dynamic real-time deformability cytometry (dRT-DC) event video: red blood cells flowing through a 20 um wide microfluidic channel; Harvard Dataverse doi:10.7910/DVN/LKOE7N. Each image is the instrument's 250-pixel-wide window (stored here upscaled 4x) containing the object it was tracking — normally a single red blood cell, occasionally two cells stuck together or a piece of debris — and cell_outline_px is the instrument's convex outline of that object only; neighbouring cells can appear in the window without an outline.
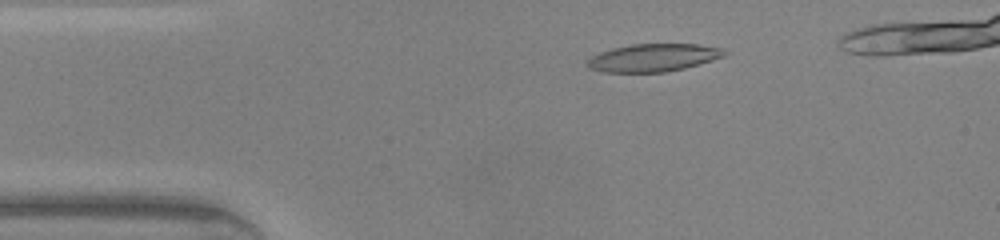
{"species": "common noctule bat (a hibernating species)", "species_latin": "Nyctalus noctula", "temperature_condition": "warm", "stored_images_in_passage": 42, "camera_frame_rate_fps": 3000, "um_per_image_px": 0.085, "animal": {"sex": "male", "body_mass_g": 20.0, "forearm_length_mm": 53.3}, "frame": {"image": 1, "passage_image": 8, "time_ms": 2.333, "image_size_px": [1000, 240], "cell_outline_px": [[728, 52], [724, 56], [712, 60], [684, 68], [664, 72], [604, 72], [588, 68], [584, 64], [592, 56], [600, 52], [612, 48], [632, 44], [696, 44], [720, 48]], "centroid_in_image_um": [55.49, 4.9], "position_along_channel_um": 29.5, "area_um2": 22.08}}
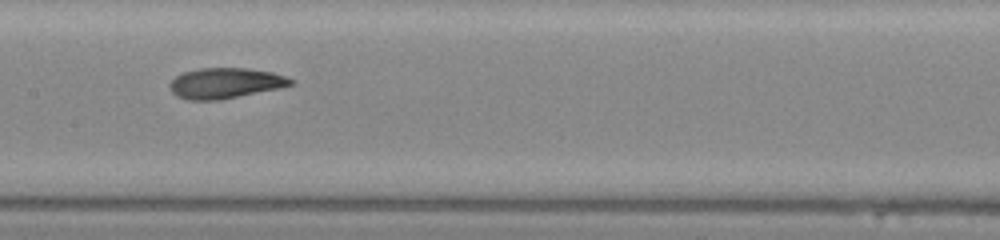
{"frame": {"image": 2, "passage_image": 22, "time_ms": 7.0, "image_size_px": [1000, 240], "cell_outline_px": [[296, 84], [280, 88], [220, 100], [188, 100], [176, 96], [172, 92], [168, 84], [176, 76], [184, 72], [200, 68], [248, 68], [272, 72], [288, 76], [296, 80]], "centroid_in_image_um": [19.2, 7.07], "position_along_channel_um": 188.2, "area_um2": 21.79}}
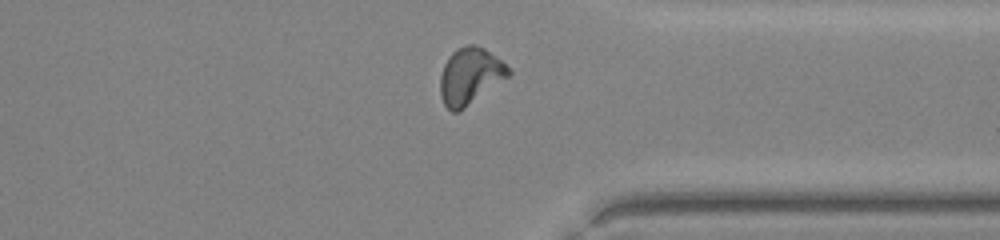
{"frame": {"image": 3, "passage_image": 35, "time_ms": 11.333, "image_size_px": [1000, 240], "cell_outline_px": [[512, 72], [508, 76], [464, 108], [456, 112], [452, 112], [444, 104], [440, 96], [440, 76], [444, 64], [448, 56], [456, 48], [468, 44], [476, 44], [484, 48], [500, 60]], "centroid_in_image_um": [39.91, 6.44], "position_along_channel_um": 371.5, "area_um2": 22.2}, "authors_computed_cell_mechanics": {"area_um2": 21.8773, "velocity_mm_per_s": 4.3395, "shape_relaxation_time_tau1_ms": 5.3795, "shape_relaxation_time_tau2_ms": 1.7414, "deformation_change_tau1": 0.1952, "deformation_change_tau2": 0.0808}}